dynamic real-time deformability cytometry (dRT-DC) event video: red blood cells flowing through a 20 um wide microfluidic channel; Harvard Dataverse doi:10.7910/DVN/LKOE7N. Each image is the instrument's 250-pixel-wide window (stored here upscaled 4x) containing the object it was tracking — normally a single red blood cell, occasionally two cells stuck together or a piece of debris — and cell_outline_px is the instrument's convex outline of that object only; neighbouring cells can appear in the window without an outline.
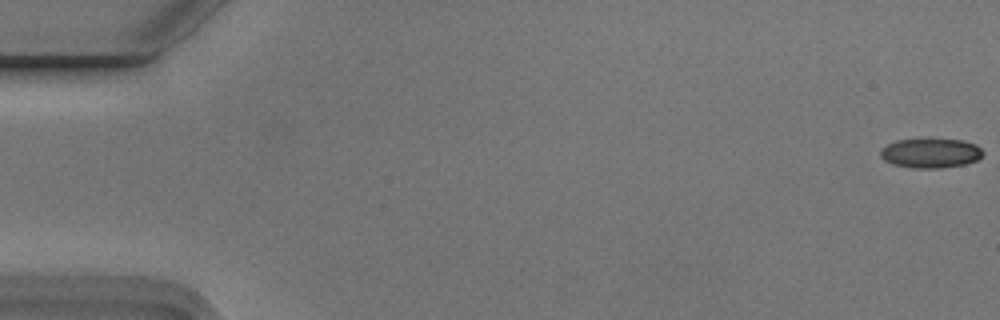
{"species": "Egyptian fruit bat (a non-hibernating species)", "species_latin": "Rousettus aegyptiacus", "temperature_condition": "cold", "stored_images_in_passage": 7, "camera_frame_rate_fps": 3000, "um_per_image_px": 0.085, "animal": {"sex": "male"}, "frame": {"image": 1, "passage_image": 1, "time_ms": 0.0, "image_size_px": [1000, 320], "cell_outline_px": [[984, 152], [976, 160], [964, 164], [940, 168], [912, 168], [892, 164], [884, 160], [880, 156], [880, 152], [888, 144], [896, 140], [964, 140], [976, 144]], "centroid_in_image_um": [79.1, 13.03], "position_along_channel_um": 5.9, "area_um2": 17.34}}
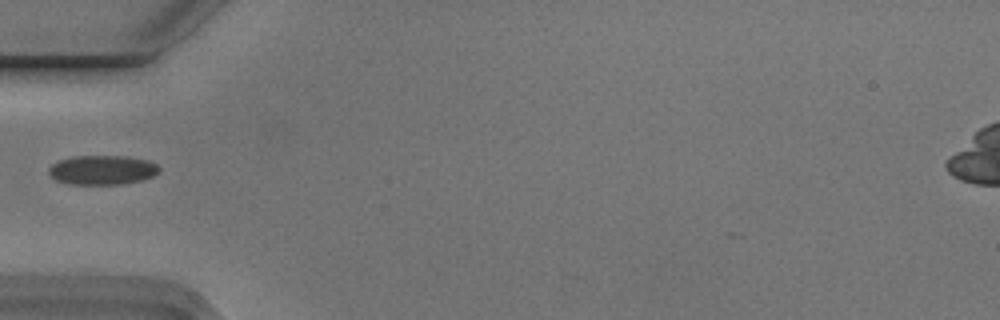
{"frame": {"image": 2, "passage_image": 6, "time_ms": 1.667, "image_size_px": [1000, 320], "cell_outline_px": [[160, 168], [152, 176], [140, 180], [124, 184], [68, 184], [56, 180], [48, 172], [48, 168], [52, 164], [60, 160], [72, 156], [128, 156], [148, 160], [156, 164]], "centroid_in_image_um": [8.67, 14.44], "position_along_channel_um": 76.3, "area_um2": 18.84}}
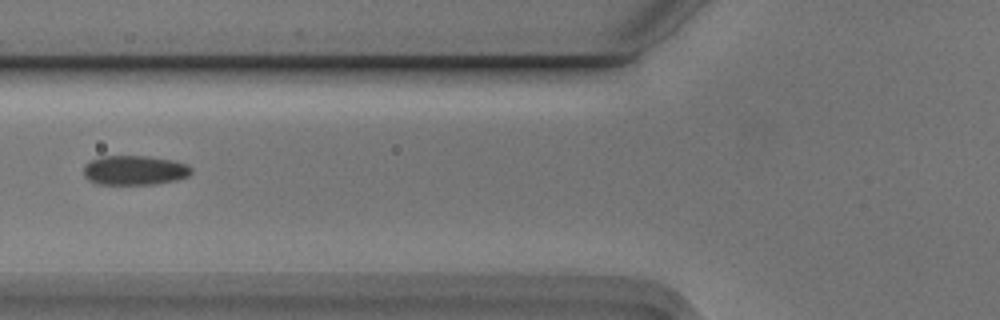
{"frame": {"image": 3, "passage_image": 7, "time_ms": 2.0, "image_size_px": [1000, 320], "cell_outline_px": [[192, 172], [188, 176], [176, 180], [152, 184], [96, 184], [88, 180], [84, 176], [84, 164], [100, 156], [144, 156], [172, 160], [188, 164], [192, 168]], "centroid_in_image_um": [11.43, 14.47], "position_along_channel_um": 114.4, "area_um2": 18.55}}